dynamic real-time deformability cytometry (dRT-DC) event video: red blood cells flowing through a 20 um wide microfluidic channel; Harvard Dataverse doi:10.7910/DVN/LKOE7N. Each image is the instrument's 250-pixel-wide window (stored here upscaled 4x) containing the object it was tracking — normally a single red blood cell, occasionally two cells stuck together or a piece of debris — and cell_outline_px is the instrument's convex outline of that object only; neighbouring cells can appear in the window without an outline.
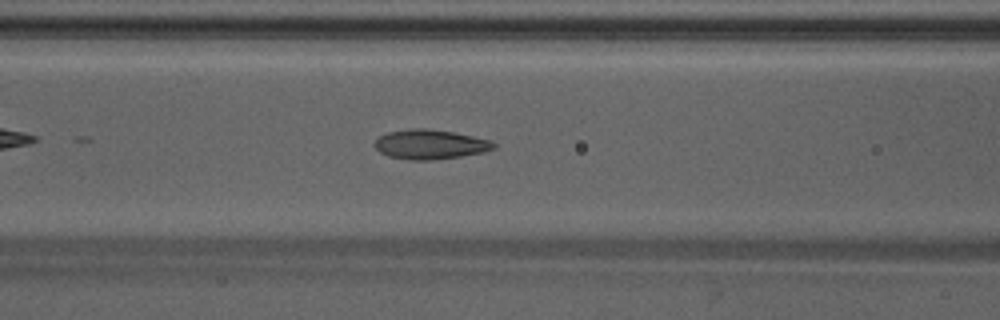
{"species": "Egyptian fruit bat (a non-hibernating species)", "species_latin": "Rousettus aegyptiacus", "temperature_condition": "warm", "stored_images_in_passage": 40, "camera_frame_rate_fps": 3000, "um_per_image_px": 0.085, "animal": {"sex": "male"}, "frame": {"image": 1, "passage_image": 12, "time_ms": 3.667, "image_size_px": [1000, 320], "cell_outline_px": [[496, 148], [484, 152], [460, 156], [428, 160], [408, 160], [388, 156], [380, 152], [372, 144], [380, 136], [388, 132], [412, 128], [428, 128], [452, 132], [492, 140], [496, 144]], "centroid_in_image_um": [36.56, 12.27], "position_along_channel_um": 130.0, "area_um2": 20.52}}
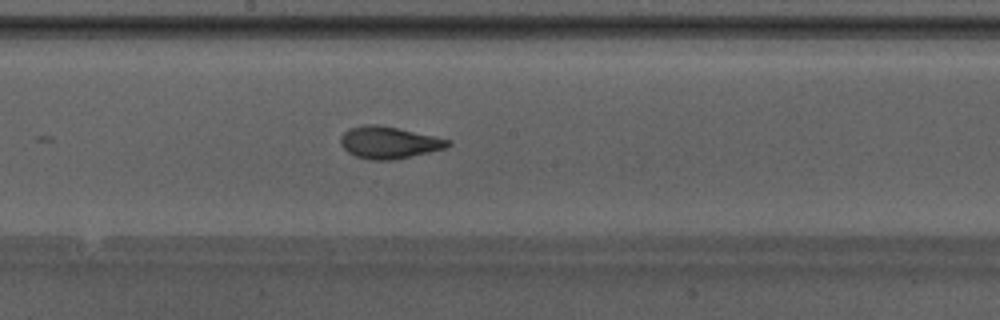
{"frame": {"image": 2, "passage_image": 18, "time_ms": 5.667, "image_size_px": [1000, 320], "cell_outline_px": [[452, 144], [444, 148], [396, 160], [368, 160], [356, 156], [348, 152], [340, 144], [340, 136], [348, 128], [364, 124], [376, 124], [396, 128], [452, 140]], "centroid_in_image_um": [33.02, 12.12], "position_along_channel_um": 215.2, "area_um2": 20.0}}
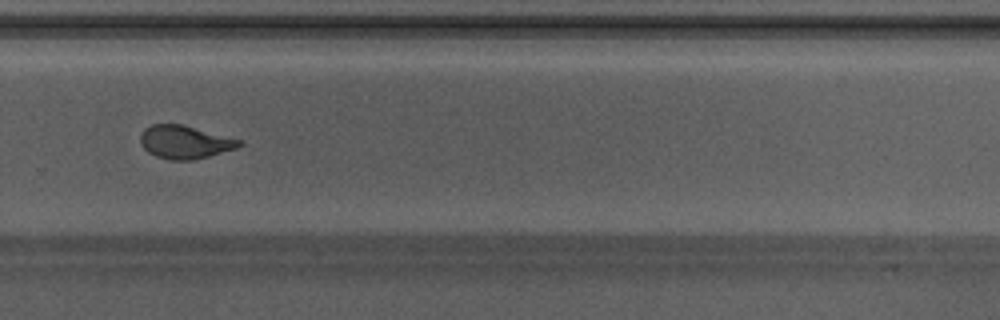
{"frame": {"image": 3, "passage_image": 25, "time_ms": 8.0, "image_size_px": [1000, 320], "cell_outline_px": [[244, 144], [236, 148], [208, 156], [192, 160], [168, 160], [156, 156], [148, 152], [140, 144], [140, 136], [144, 128], [152, 124], [180, 124], [244, 140]], "centroid_in_image_um": [15.71, 12.07], "position_along_channel_um": 314.1, "area_um2": 19.13}, "authors_computed_cell_mechanics": {"area_um2": 19.7676, "velocity_mm_per_s": 4.2572, "shape_relaxation_time_tau1_ms": 4.2703, "shape_relaxation_time_tau2_ms": 1.1059, "deformation_change_tau1": 0.1583, "deformation_change_tau2": 0.0694}}